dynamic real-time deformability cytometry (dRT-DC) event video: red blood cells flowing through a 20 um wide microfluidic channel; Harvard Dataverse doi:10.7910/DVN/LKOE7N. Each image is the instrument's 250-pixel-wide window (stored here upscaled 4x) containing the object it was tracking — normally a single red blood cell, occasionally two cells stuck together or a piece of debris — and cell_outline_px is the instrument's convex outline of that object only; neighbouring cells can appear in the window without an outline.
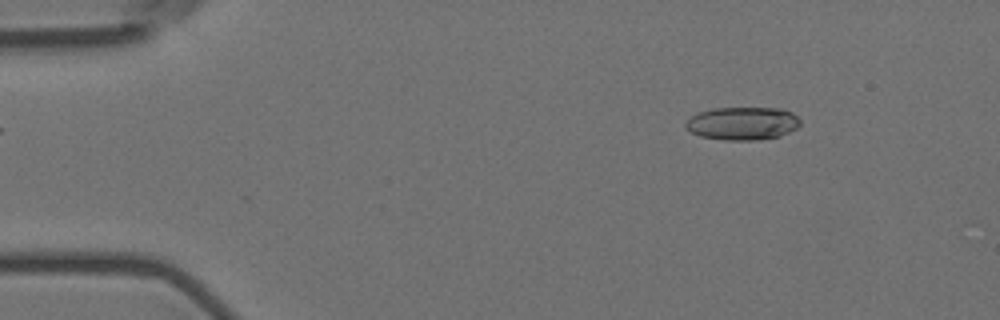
{"species": "Egyptian fruit bat (a non-hibernating species)", "species_latin": "Rousettus aegyptiacus", "temperature_condition": "room temperature", "stored_images_in_passage": 53, "camera_frame_rate_fps": 3000, "um_per_image_px": 0.085, "animal": {"sex": "female"}, "frame": {"image": 1, "passage_image": 5, "time_ms": 1.333, "image_size_px": [1000, 320], "cell_outline_px": [[800, 124], [796, 128], [780, 136], [756, 140], [724, 140], [700, 136], [684, 128], [684, 124], [692, 116], [700, 112], [712, 108], [780, 108], [792, 112], [800, 120]], "centroid_in_image_um": [63.11, 10.49], "position_along_channel_um": 21.9, "area_um2": 22.02}}
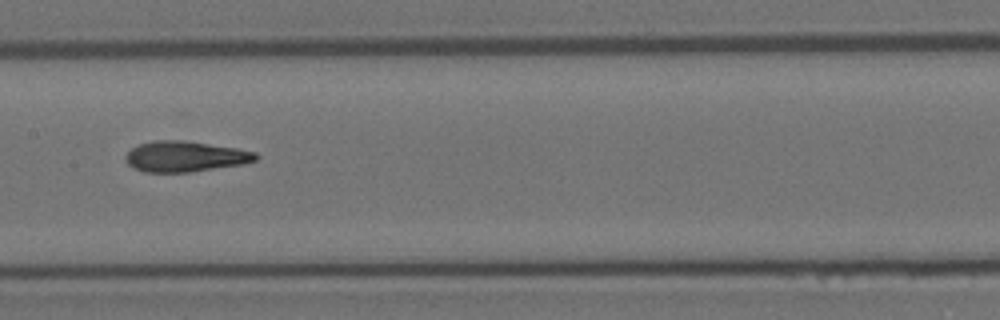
{"frame": {"image": 2, "passage_image": 26, "time_ms": 8.333, "image_size_px": [1000, 320], "cell_outline_px": [[260, 156], [256, 160], [244, 164], [188, 172], [144, 172], [132, 168], [124, 160], [124, 156], [132, 148], [140, 144], [152, 140], [184, 140], [236, 148], [256, 152]], "centroid_in_image_um": [15.72, 13.3], "position_along_channel_um": 191.7, "area_um2": 23.35}}
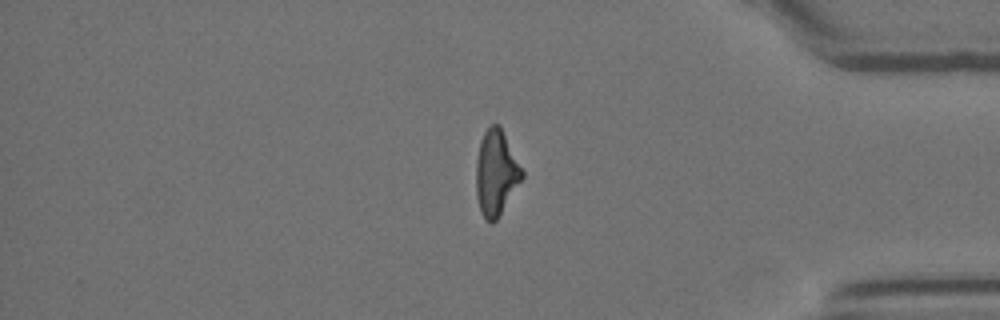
{"frame": {"image": 3, "passage_image": 45, "time_ms": 14.667, "image_size_px": [1000, 320], "cell_outline_px": [[524, 176], [496, 220], [492, 224], [480, 212], [476, 196], [476, 160], [480, 140], [484, 132], [492, 124], [500, 124], [524, 172]], "centroid_in_image_um": [42.16, 14.67], "position_along_channel_um": 393.0, "area_um2": 22.77}, "authors_computed_cell_mechanics": {"area_um2": 22.7732, "velocity_mm_per_s": 3.5875, "shape_relaxation_time_tau1_ms": 7.2137, "shape_relaxation_time_tau2_ms": 2.5258, "deformation_change_tau1": 0.2424, "deformation_change_tau2": 0.1283}}